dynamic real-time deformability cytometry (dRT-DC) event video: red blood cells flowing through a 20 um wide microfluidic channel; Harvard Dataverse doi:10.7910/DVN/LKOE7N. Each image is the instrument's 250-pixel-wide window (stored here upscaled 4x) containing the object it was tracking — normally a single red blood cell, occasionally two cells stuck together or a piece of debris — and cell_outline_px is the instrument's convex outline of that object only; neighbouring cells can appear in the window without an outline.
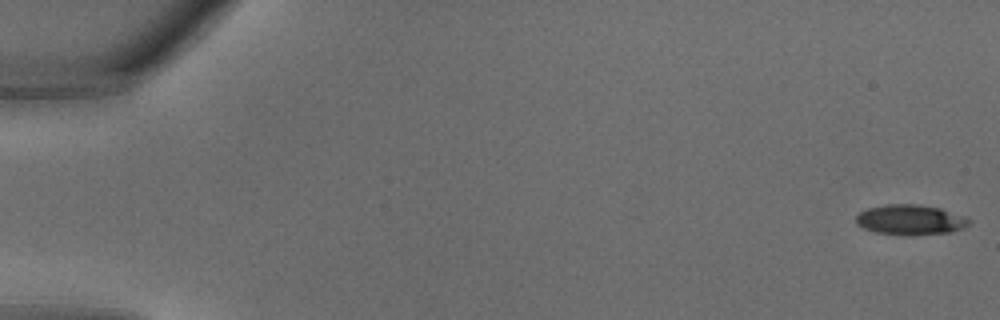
{"species": "common noctule bat (a hibernating species)", "species_latin": "Nyctalus noctula", "temperature_condition": "warm", "stored_images_in_passage": 34, "camera_frame_rate_fps": 3000, "um_per_image_px": 0.085, "animal": {"sex": "male", "body_mass_g": 18.8}, "frame": {"image": 1, "passage_image": 1, "time_ms": 0.0, "image_size_px": [1000, 320], "cell_outline_px": [[972, 220], [964, 228], [948, 232], [912, 236], [908, 236], [876, 232], [864, 228], [856, 224], [856, 216], [860, 212], [868, 208], [888, 204], [916, 204], [940, 208], [968, 216]], "centroid_in_image_um": [77.42, 18.68], "position_along_channel_um": 7.6, "area_um2": 20.06}}
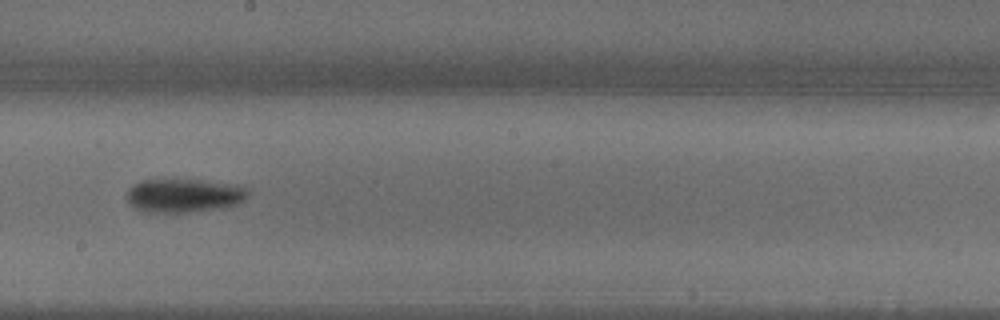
{"frame": {"image": 2, "passage_image": 20, "time_ms": 6.333, "image_size_px": [1000, 320], "cell_outline_px": [[248, 196], [240, 204], [224, 208], [188, 212], [144, 212], [128, 204], [128, 188], [132, 184], [140, 180], [204, 180], [232, 184], [248, 188]], "centroid_in_image_um": [15.65, 16.62], "position_along_channel_um": 232.5, "area_um2": 23.99}}
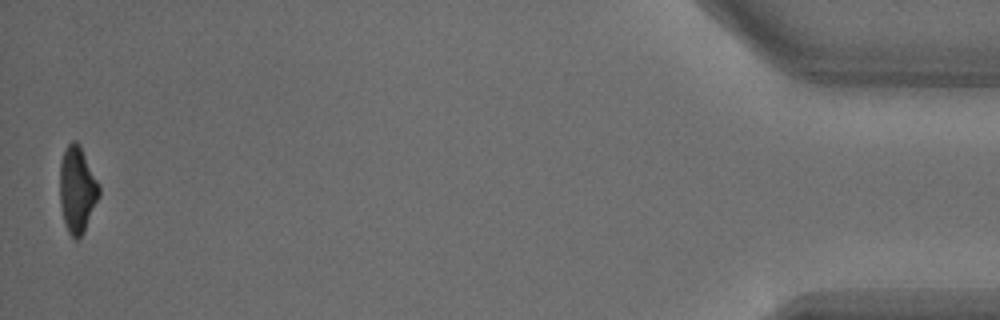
{"frame": {"image": 3, "passage_image": 34, "time_ms": 11.0, "image_size_px": [1000, 320], "cell_outline_px": [[100, 196], [84, 232], [76, 240], [68, 232], [64, 224], [60, 204], [60, 164], [64, 152], [68, 144], [72, 140], [76, 140], [80, 144], [100, 184]], "centroid_in_image_um": [6.58, 16.11], "position_along_channel_um": 428.6, "area_um2": 20.0}}